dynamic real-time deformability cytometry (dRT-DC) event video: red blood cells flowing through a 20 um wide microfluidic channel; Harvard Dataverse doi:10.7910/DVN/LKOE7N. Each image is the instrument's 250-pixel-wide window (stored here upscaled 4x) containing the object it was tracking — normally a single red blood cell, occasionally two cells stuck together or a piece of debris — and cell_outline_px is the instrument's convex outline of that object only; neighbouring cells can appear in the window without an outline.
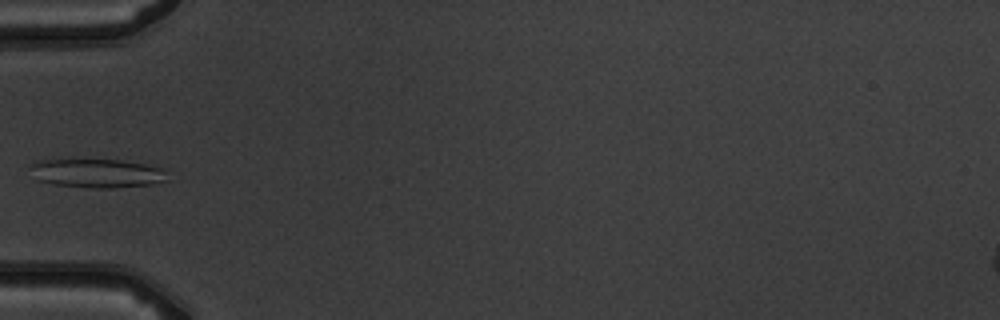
{"species": "common noctule bat (a hibernating species)", "species_latin": "Nyctalus noctula", "temperature_condition": "warm", "stored_images_in_passage": 4, "camera_frame_rate_fps": 3000, "um_per_image_px": 0.085, "animal": {"sex": "male", "body_mass_g": 19.5, "forearm_length_mm": 54.6}, "frame": {"image": 1, "passage_image": 4, "time_ms": 4.333, "image_size_px": [1000, 320], "cell_outline_px": [[168, 180], [152, 184], [112, 188], [92, 188], [52, 184], [36, 180], [32, 164], [36, 160], [120, 160], [144, 164], [160, 168], [164, 172]], "centroid_in_image_um": [8.24, 14.74], "position_along_channel_um": 76.8, "area_um2": 22.66}}